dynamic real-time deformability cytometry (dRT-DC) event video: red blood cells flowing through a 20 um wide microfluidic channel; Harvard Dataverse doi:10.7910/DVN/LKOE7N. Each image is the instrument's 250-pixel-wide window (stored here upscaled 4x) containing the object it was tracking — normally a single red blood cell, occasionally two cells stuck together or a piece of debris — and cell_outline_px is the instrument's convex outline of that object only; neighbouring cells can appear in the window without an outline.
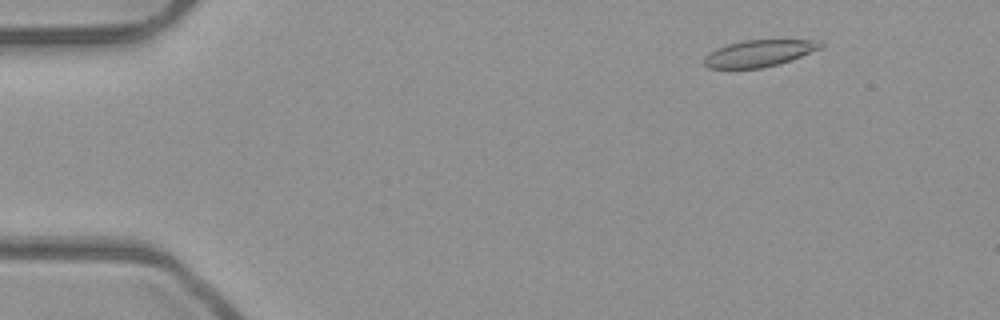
{"species": "common noctule bat (a hibernating species)", "species_latin": "Nyctalus noctula", "temperature_condition": "room temperature", "stored_images_in_passage": 52, "camera_frame_rate_fps": 3000, "um_per_image_px": 0.085, "animal": {"sex": "male", "body_mass_g": 23.1, "forearm_length_mm": 52.7}, "frame": {"image": 1, "passage_image": 6, "time_ms": 1.667, "image_size_px": [1000, 320], "cell_outline_px": [[824, 44], [820, 48], [792, 60], [780, 64], [760, 68], [708, 68], [704, 64], [704, 56], [708, 52], [716, 48], [728, 44], [744, 40], [812, 40]], "centroid_in_image_um": [64.47, 4.53], "position_along_channel_um": 20.5, "area_um2": 18.03}}
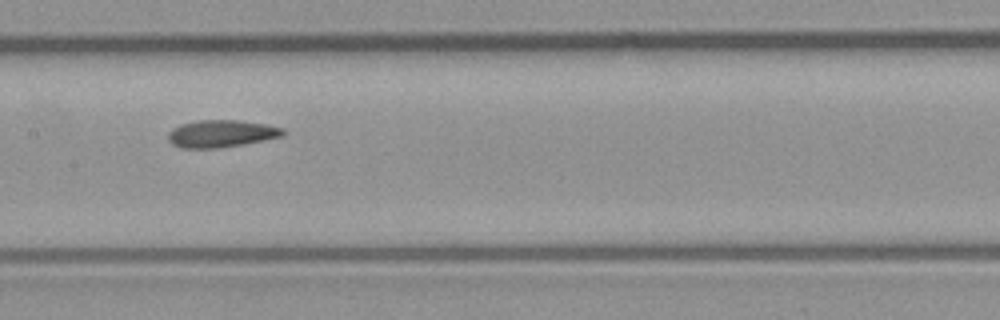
{"frame": {"image": 2, "passage_image": 26, "time_ms": 8.333, "image_size_px": [1000, 320], "cell_outline_px": [[284, 136], [264, 140], [216, 148], [180, 148], [172, 144], [168, 140], [168, 132], [172, 128], [180, 124], [196, 120], [240, 120], [264, 124], [284, 128]], "centroid_in_image_um": [18.77, 11.35], "position_along_channel_um": 188.6, "area_um2": 18.26}}
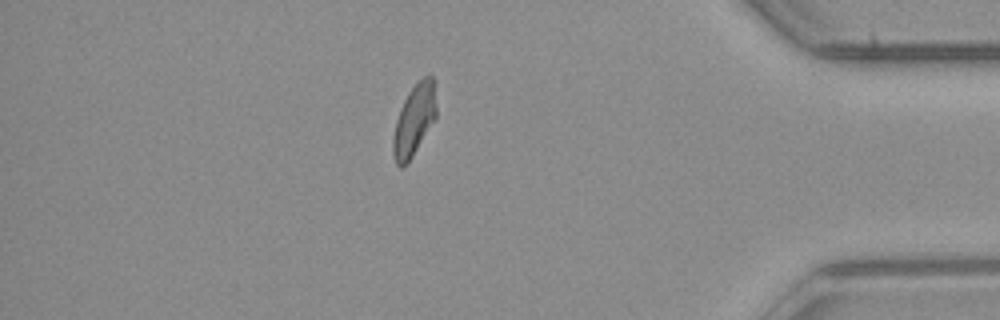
{"frame": {"image": 3, "passage_image": 45, "time_ms": 14.667, "image_size_px": [1000, 320], "cell_outline_px": [[436, 120], [404, 168], [400, 168], [396, 164], [392, 152], [392, 140], [396, 120], [400, 108], [408, 92], [428, 72], [436, 80]], "centroid_in_image_um": [35.23, 10.18], "position_along_channel_um": 400.0, "area_um2": 18.44}, "authors_computed_cell_mechanics": {"area_um2": 18.2359, "velocity_mm_per_s": 3.9421, "shape_relaxation_time_tau1_ms": null, "shape_relaxation_time_tau2_ms": 2.2543, "deformation_change_tau1": null, "deformation_change_tau2": 0.0902}}